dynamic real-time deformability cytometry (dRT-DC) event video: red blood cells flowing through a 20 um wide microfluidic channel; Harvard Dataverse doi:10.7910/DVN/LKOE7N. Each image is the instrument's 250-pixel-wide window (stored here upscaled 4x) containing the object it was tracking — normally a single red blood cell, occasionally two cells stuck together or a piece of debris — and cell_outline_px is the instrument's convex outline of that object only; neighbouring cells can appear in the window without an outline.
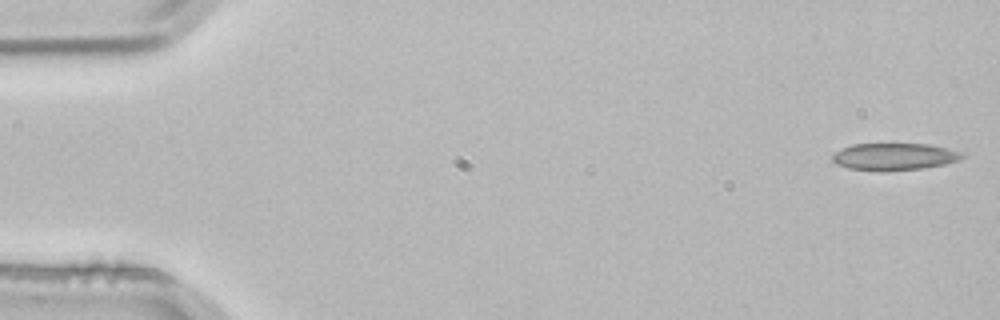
{"species": "common noctule bat (a hibernating species)", "species_latin": "Nyctalus noctula", "temperature_condition": "room temperature", "stored_images_in_passage": 4, "camera_frame_rate_fps": 3000, "um_per_image_px": 0.085, "animal": {"sex": "male", "body_mass_g": 21.5, "forearm_length_mm": 52.0}, "frame": {"image": 1, "passage_image": 1, "time_ms": 0.0, "image_size_px": [1000, 320], "cell_outline_px": [[964, 156], [960, 160], [944, 164], [920, 168], [880, 172], [848, 168], [836, 164], [832, 160], [832, 156], [840, 148], [852, 144], [928, 144], [944, 148], [956, 152]], "centroid_in_image_um": [75.92, 13.32], "position_along_channel_um": 9.1, "area_um2": 20.29}}
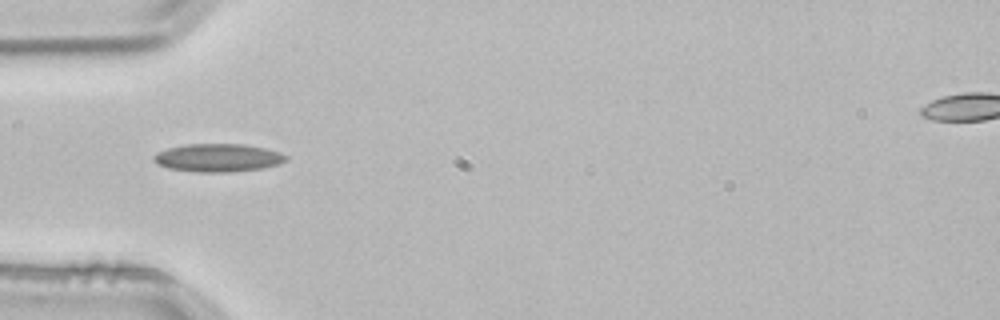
{"frame": {"image": 2, "passage_image": 4, "time_ms": 1.0, "image_size_px": [1000, 320], "cell_outline_px": [[288, 160], [280, 164], [264, 168], [228, 172], [200, 172], [168, 168], [156, 164], [152, 160], [152, 156], [156, 152], [168, 148], [184, 144], [244, 144], [264, 148], [280, 152], [288, 156]], "centroid_in_image_um": [18.52, 13.41], "position_along_channel_um": 66.5, "area_um2": 21.85}}